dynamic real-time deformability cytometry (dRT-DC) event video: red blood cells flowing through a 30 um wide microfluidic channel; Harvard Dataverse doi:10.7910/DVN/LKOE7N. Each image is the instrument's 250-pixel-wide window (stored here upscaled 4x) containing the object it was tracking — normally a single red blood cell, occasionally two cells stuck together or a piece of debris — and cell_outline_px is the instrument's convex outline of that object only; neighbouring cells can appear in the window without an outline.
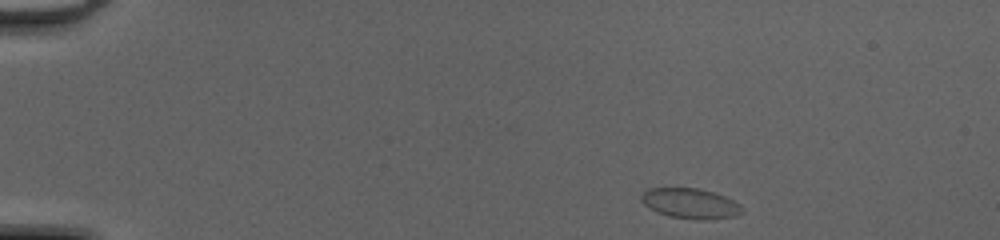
{"species": "common noctule bat (a hibernating species)", "species_latin": "Nyctalus noctula", "temperature_condition": "cold", "stored_images_in_passage": 43, "camera_frame_rate_fps": 3000, "um_per_image_px": 0.085, "animal": {"sex": "female", "body_mass_g": 20.0, "forearm_length_mm": 54.0}, "frame": {"image": 1, "passage_image": 1, "time_ms": 0.0, "image_size_px": [1000, 240], "cell_outline_px": [[744, 212], [736, 216], [704, 220], [696, 220], [668, 216], [656, 212], [644, 204], [640, 200], [640, 196], [648, 188], [700, 188], [716, 192], [740, 204]], "centroid_in_image_um": [58.69, 17.29], "position_along_channel_um": 26.3, "area_um2": 17.98}}
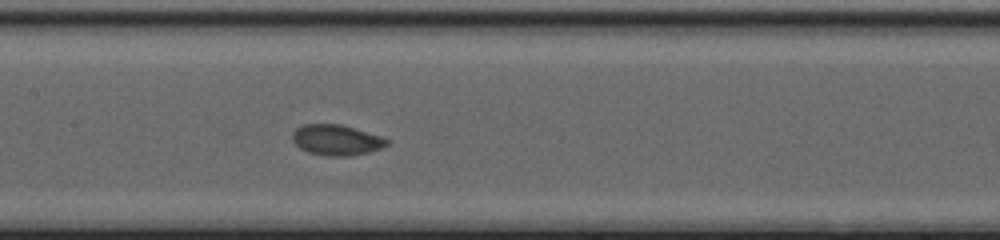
{"frame": {"image": 2, "passage_image": 19, "time_ms": 6.0, "image_size_px": [1000, 240], "cell_outline_px": [[388, 144], [380, 148], [368, 152], [352, 156], [324, 156], [308, 152], [300, 148], [292, 140], [292, 132], [296, 128], [304, 124], [340, 124], [380, 136], [388, 140]], "centroid_in_image_um": [28.55, 11.9], "position_along_channel_um": 178.8, "area_um2": 16.76}}
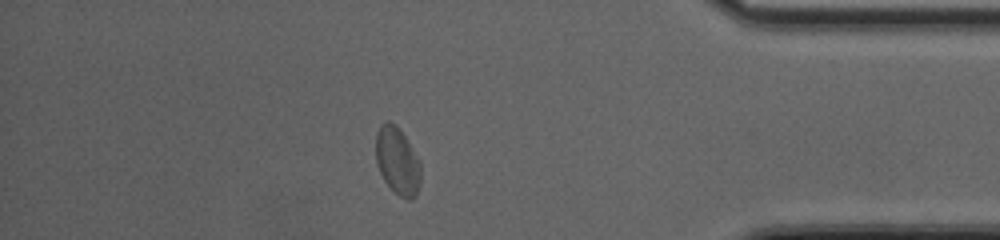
{"frame": {"image": 3, "passage_image": 37, "time_ms": 12.0, "image_size_px": [1000, 240], "cell_outline_px": [[420, 184], [416, 196], [412, 200], [408, 200], [400, 196], [384, 180], [380, 172], [376, 160], [376, 132], [380, 124], [384, 120], [388, 120], [396, 124], [404, 136], [420, 164]], "centroid_in_image_um": [33.76, 13.67], "position_along_channel_um": 401.4, "area_um2": 17.46}, "authors_computed_cell_mechanics": {"area_um2": 17.1088, "velocity_mm_per_s": 4.1764, "shape_relaxation_time_tau1_ms": 3.3673, "shape_relaxation_time_tau2_ms": null, "deformation_change_tau1": 0.108, "deformation_change_tau2": null}}